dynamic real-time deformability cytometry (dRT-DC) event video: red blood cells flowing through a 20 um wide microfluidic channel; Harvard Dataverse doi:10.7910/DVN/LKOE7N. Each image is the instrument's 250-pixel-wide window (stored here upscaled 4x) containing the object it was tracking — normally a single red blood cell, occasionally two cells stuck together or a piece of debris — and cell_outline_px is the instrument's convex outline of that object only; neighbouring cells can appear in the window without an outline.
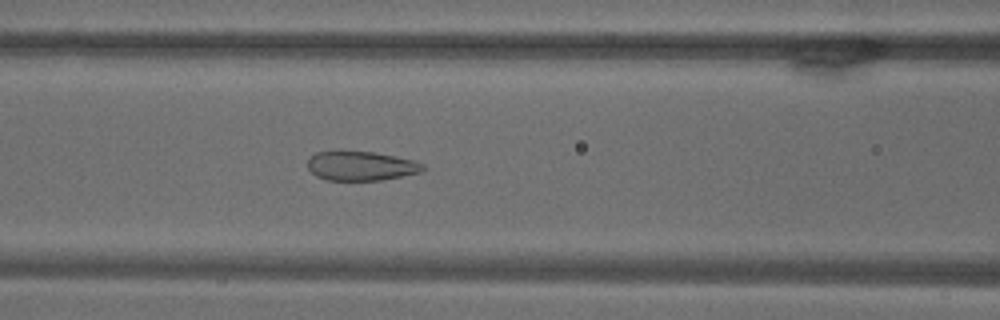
{"species": "common noctule bat (a hibernating species)", "species_latin": "Nyctalus noctula", "temperature_condition": "warm", "stored_images_in_passage": 70, "camera_frame_rate_fps": 3000, "um_per_image_px": 0.085, "animal": {"sex": "male", "body_mass_g": 18.8}, "frame": {"image": 1, "passage_image": 30, "time_ms": 9.667, "image_size_px": [1000, 320], "cell_outline_px": [[424, 168], [420, 172], [380, 180], [328, 180], [316, 176], [308, 168], [308, 160], [316, 152], [340, 148], [376, 152], [412, 160], [424, 164]], "centroid_in_image_um": [30.62, 14.05], "position_along_channel_um": 136.0, "area_um2": 20.11}}
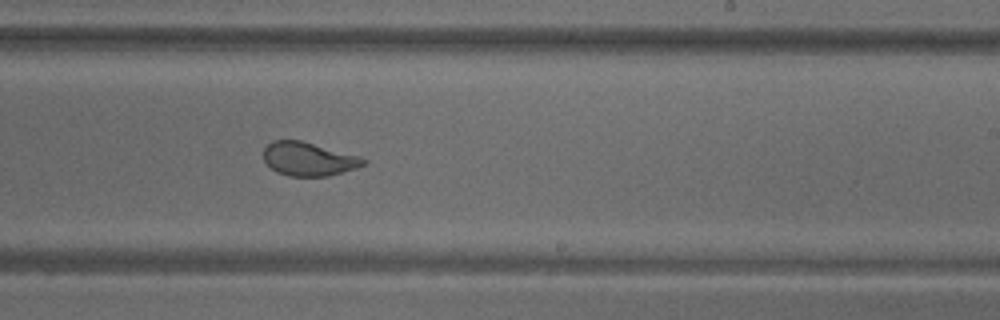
{"frame": {"image": 2, "passage_image": 43, "time_ms": 14.0, "image_size_px": [1000, 320], "cell_outline_px": [[368, 164], [356, 168], [328, 176], [288, 176], [276, 172], [264, 160], [264, 148], [272, 140], [300, 140], [360, 156], [368, 160]], "centroid_in_image_um": [26.25, 13.51], "position_along_channel_um": 262.7, "area_um2": 19.59}}
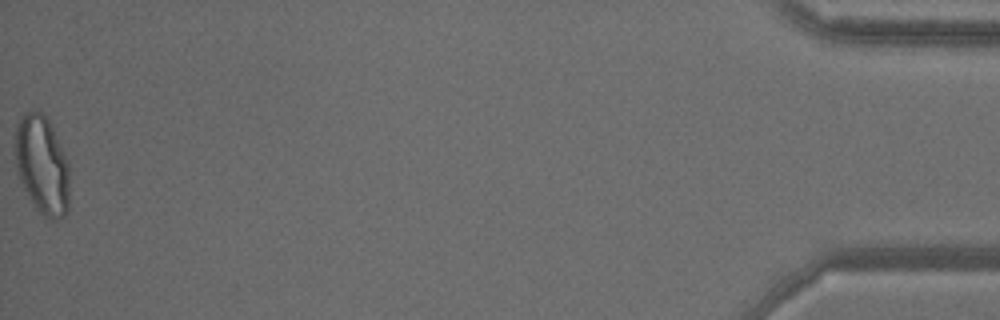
{"frame": {"image": 3, "passage_image": 70, "time_ms": 23.0, "image_size_px": [1000, 320], "cell_outline_px": [[68, 212], [64, 216], [56, 220], [52, 220], [44, 216], [36, 208], [24, 188], [20, 180], [16, 168], [16, 128], [24, 112], [32, 108], [40, 108], [48, 120], [68, 160]], "centroid_in_image_um": [3.58, 14.0], "position_along_channel_um": 431.6, "area_um2": 31.15}}